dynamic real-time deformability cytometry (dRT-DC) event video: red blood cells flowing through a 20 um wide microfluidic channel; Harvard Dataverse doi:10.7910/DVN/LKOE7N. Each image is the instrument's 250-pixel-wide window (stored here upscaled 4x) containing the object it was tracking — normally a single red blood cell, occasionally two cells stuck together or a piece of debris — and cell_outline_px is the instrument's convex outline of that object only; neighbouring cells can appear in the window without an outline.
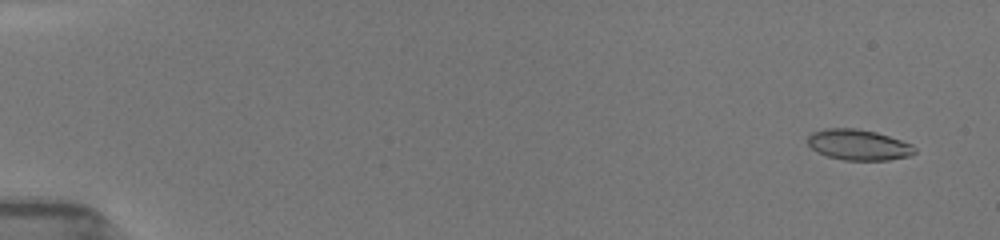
{"species": "common noctule bat (a hibernating species)", "species_latin": "Nyctalus noctula", "temperature_condition": "room temperature", "stored_images_in_passage": 53, "camera_frame_rate_fps": 3000, "um_per_image_px": 0.085, "animal": {"sex": "female", "body_mass_g": 19.5, "forearm_length_mm": 54.1}, "frame": {"image": 1, "passage_image": 3, "time_ms": 0.667, "image_size_px": [1000, 240], "cell_outline_px": [[916, 152], [912, 156], [888, 160], [844, 160], [828, 156], [816, 152], [808, 144], [808, 136], [812, 132], [824, 128], [856, 128], [876, 132], [912, 144], [916, 148]], "centroid_in_image_um": [72.98, 12.31], "position_along_channel_um": 12.0, "area_um2": 19.25}}
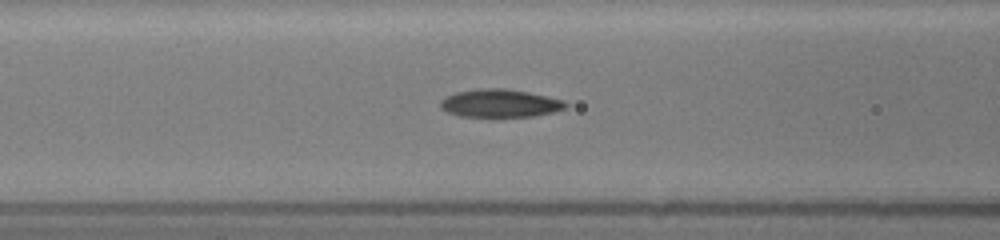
{"frame": {"image": 2, "passage_image": 23, "time_ms": 7.333, "image_size_px": [1000, 240], "cell_outline_px": [[568, 104], [564, 108], [552, 112], [532, 116], [460, 116], [448, 112], [440, 108], [440, 100], [444, 96], [456, 92], [480, 88], [504, 88], [528, 92], [564, 100]], "centroid_in_image_um": [42.45, 8.76], "position_along_channel_um": 124.1, "area_um2": 20.29}}
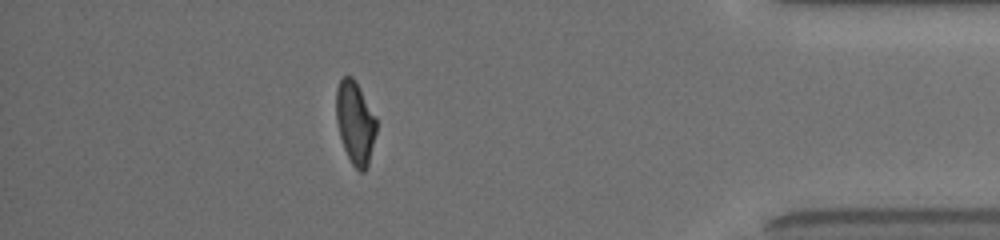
{"frame": {"image": 3, "passage_image": 47, "time_ms": 15.333, "image_size_px": [1000, 240], "cell_outline_px": [[376, 132], [368, 164], [364, 172], [360, 172], [352, 164], [344, 148], [340, 136], [336, 120], [336, 88], [340, 80], [344, 76], [352, 76], [356, 80], [376, 116]], "centroid_in_image_um": [30.19, 10.38], "position_along_channel_um": 405.0, "area_um2": 19.42}, "authors_computed_cell_mechanics": {"area_um2": 19.8832, "velocity_mm_per_s": 3.9725, "shape_relaxation_time_tau1_ms": 5.8592, "shape_relaxation_time_tau2_ms": 2.4939, "deformation_change_tau1": 0.1748, "deformation_change_tau2": 0.083}}